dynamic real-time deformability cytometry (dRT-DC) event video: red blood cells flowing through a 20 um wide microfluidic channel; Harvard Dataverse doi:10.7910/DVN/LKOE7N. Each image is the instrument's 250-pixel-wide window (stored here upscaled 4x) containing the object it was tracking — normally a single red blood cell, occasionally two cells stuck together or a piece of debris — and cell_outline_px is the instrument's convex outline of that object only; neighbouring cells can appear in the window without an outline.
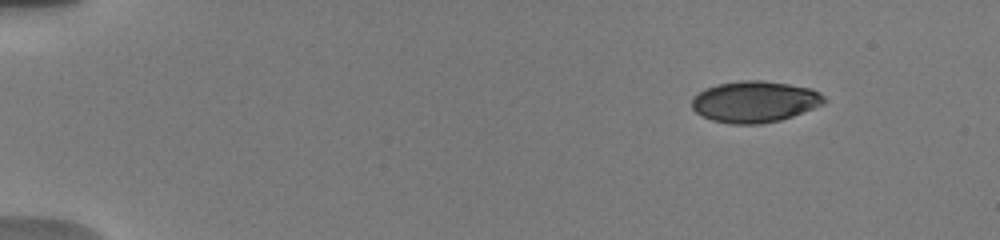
{"species": "human", "species_latin": "Homo sapiens", "temperature_condition": "warm", "stored_images_in_passage": 32, "camera_frame_rate_fps": 3000, "um_per_image_px": 0.085, "donor": {"sex": "male"}, "frame": {"image": 1, "passage_image": 1, "time_ms": 0.0, "image_size_px": [1000, 240], "cell_outline_px": [[824, 104], [792, 116], [780, 120], [760, 124], [732, 124], [712, 120], [696, 112], [692, 108], [692, 96], [708, 88], [720, 84], [740, 80], [764, 80], [812, 88], [820, 92], [824, 96]], "centroid_in_image_um": [64.17, 8.64], "position_along_channel_um": 20.8, "area_um2": 31.73}}
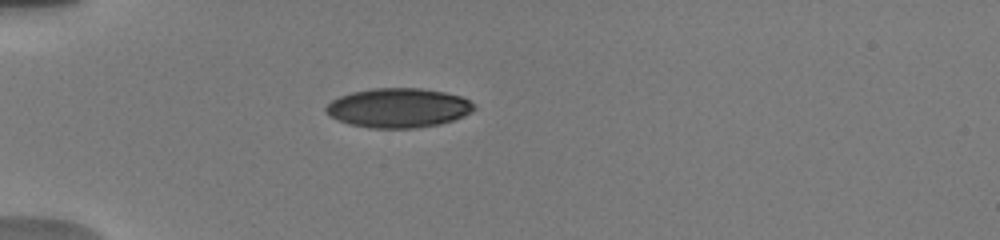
{"frame": {"image": 2, "passage_image": 26, "time_ms": 3.333, "image_size_px": [1000, 240], "cell_outline_px": [[476, 108], [464, 116], [440, 124], [416, 128], [372, 128], [348, 124], [324, 112], [324, 108], [332, 100], [340, 96], [352, 92], [372, 88], [420, 88], [444, 92], [460, 96], [468, 100]], "centroid_in_image_um": [33.84, 9.17], "position_along_channel_um": 51.2, "area_um2": 33.87}}